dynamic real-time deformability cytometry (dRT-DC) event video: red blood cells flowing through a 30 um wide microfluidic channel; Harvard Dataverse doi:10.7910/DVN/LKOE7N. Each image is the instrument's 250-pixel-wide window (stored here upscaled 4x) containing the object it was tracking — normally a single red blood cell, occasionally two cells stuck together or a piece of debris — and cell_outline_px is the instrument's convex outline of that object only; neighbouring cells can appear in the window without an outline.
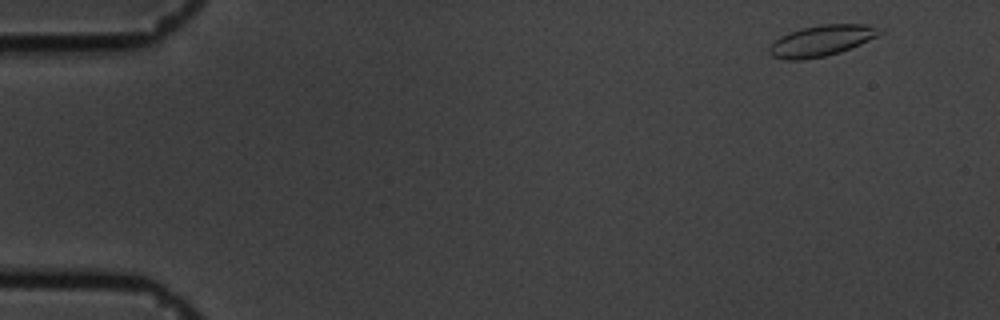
{"species": "common noctule bat (a hibernating species)", "species_latin": "Nyctalus noctula", "temperature_condition": "cold", "stored_images_in_passage": 59, "camera_frame_rate_fps": 3000, "um_per_image_px": 0.085, "animal": {"sex": "male", "body_mass_g": 19.5, "forearm_length_mm": 54.6}, "frame": {"image": 1, "passage_image": 3, "time_ms": 0.667, "image_size_px": [1000, 320], "cell_outline_px": [[884, 32], [860, 44], [840, 52], [824, 56], [800, 60], [784, 60], [772, 56], [768, 52], [768, 48], [780, 36], [788, 32], [820, 24], [864, 24], [884, 28]], "centroid_in_image_um": [69.83, 3.45], "position_along_channel_um": 15.2, "area_um2": 19.88}}
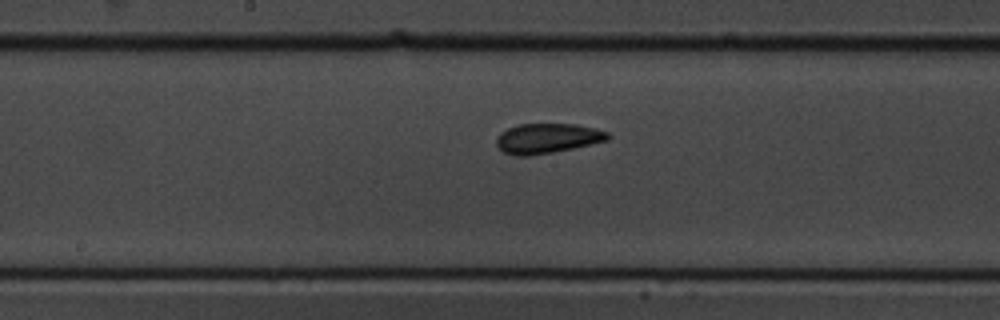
{"frame": {"image": 2, "passage_image": 30, "time_ms": 9.667, "image_size_px": [1000, 320], "cell_outline_px": [[612, 136], [608, 140], [592, 144], [552, 152], [528, 156], [516, 156], [504, 152], [496, 144], [496, 136], [500, 132], [516, 124], [576, 124], [596, 128], [608, 132]], "centroid_in_image_um": [46.53, 11.75], "position_along_channel_um": 201.7, "area_um2": 19.54}}
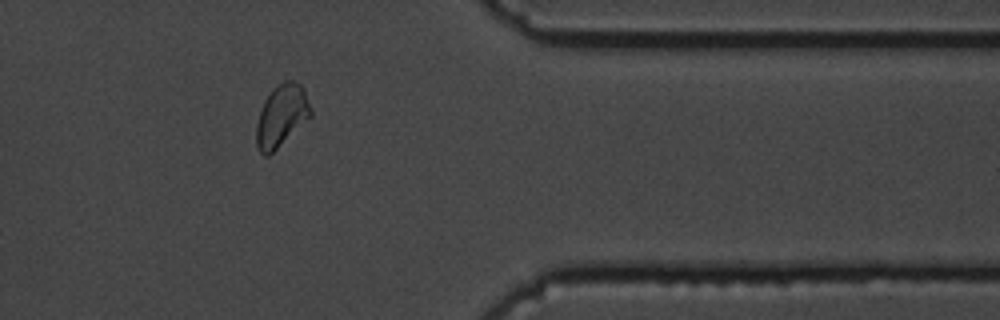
{"frame": {"image": 3, "passage_image": 48, "time_ms": 15.667, "image_size_px": [1000, 320], "cell_outline_px": [[312, 116], [268, 156], [264, 156], [256, 148], [256, 124], [264, 100], [272, 88], [276, 84], [284, 80], [292, 80], [300, 84], [304, 88], [312, 108]], "centroid_in_image_um": [23.93, 9.81], "position_along_channel_um": 387.5, "area_um2": 19.88}, "authors_computed_cell_mechanics": {"area_um2": 19.4786, "velocity_mm_per_s": 3.345, "shape_relaxation_time_tau1_ms": 5.2003, "shape_relaxation_time_tau2_ms": 3.9651, "deformation_change_tau1": 0.1223, "deformation_change_tau2": 0.0783}}